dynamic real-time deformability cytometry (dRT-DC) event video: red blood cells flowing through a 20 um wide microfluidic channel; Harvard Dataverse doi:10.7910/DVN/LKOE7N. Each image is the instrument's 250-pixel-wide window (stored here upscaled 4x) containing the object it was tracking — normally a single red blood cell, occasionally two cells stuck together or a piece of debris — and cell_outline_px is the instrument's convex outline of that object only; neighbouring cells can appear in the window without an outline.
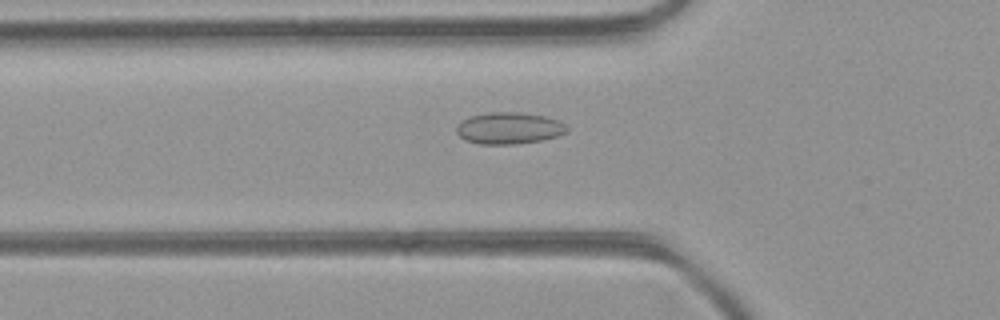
{"species": "common noctule bat (a hibernating species)", "species_latin": "Nyctalus noctula", "temperature_condition": "room temperature", "stored_images_in_passage": 29, "camera_frame_rate_fps": 3000, "um_per_image_px": 0.085, "animal": {"sex": "female", "body_mass_g": 21.9}, "frame": {"image": 1, "passage_image": 3, "time_ms": 0.667, "image_size_px": [1000, 320], "cell_outline_px": [[568, 132], [556, 136], [540, 140], [512, 144], [480, 144], [464, 140], [456, 132], [456, 128], [468, 116], [488, 112], [520, 112], [544, 116], [560, 120], [568, 128]], "centroid_in_image_um": [43.27, 10.88], "position_along_channel_um": 82.5, "area_um2": 20.35}}
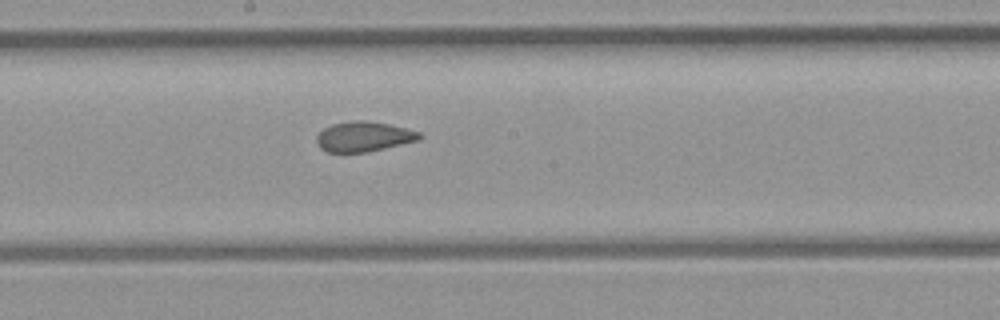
{"frame": {"image": 2, "passage_image": 12, "time_ms": 3.667, "image_size_px": [1000, 320], "cell_outline_px": [[424, 136], [420, 140], [384, 148], [364, 152], [328, 152], [320, 148], [316, 140], [316, 136], [324, 128], [332, 124], [352, 120], [368, 120], [388, 124], [420, 132]], "centroid_in_image_um": [30.92, 11.6], "position_along_channel_um": 217.3, "area_um2": 17.98}}
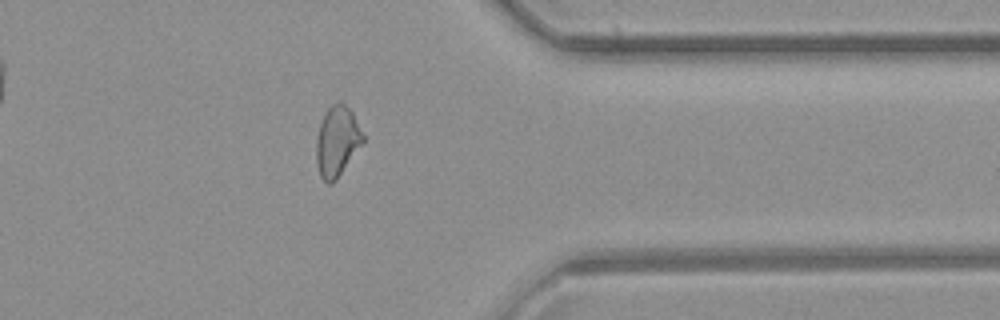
{"frame": {"image": 3, "passage_image": 24, "time_ms": 7.667, "image_size_px": [1000, 320], "cell_outline_px": [[364, 140], [336, 180], [332, 184], [328, 184], [320, 176], [316, 160], [316, 140], [320, 124], [324, 112], [336, 100], [340, 100], [352, 112], [364, 136]], "centroid_in_image_um": [28.63, 11.99], "position_along_channel_um": 382.8, "area_um2": 18.96}}